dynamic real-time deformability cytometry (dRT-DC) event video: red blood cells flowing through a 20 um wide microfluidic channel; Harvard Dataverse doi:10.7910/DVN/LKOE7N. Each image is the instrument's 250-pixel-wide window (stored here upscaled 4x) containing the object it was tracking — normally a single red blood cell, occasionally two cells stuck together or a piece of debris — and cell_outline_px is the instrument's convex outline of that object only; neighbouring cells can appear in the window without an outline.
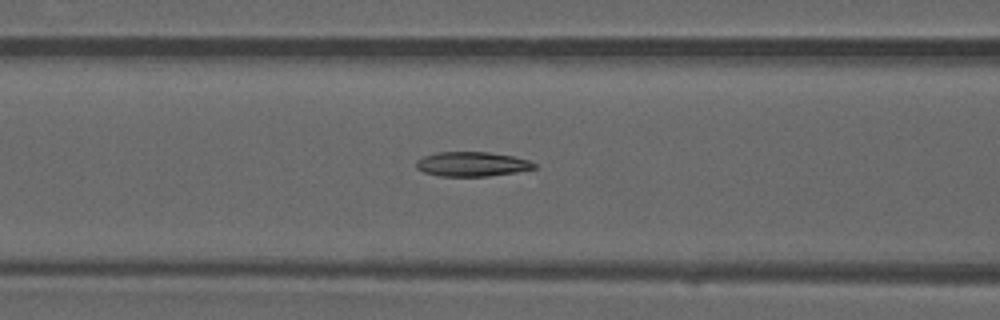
{"species": "common noctule bat (a hibernating species)", "species_latin": "Nyctalus noctula", "temperature_condition": "warm", "stored_images_in_passage": 38, "camera_frame_rate_fps": 3000, "um_per_image_px": 0.085, "animal": {"sex": "male", "forearm_length_mm": 52.5}, "frame": {"image": 1, "passage_image": 17, "time_ms": 5.333, "image_size_px": [1000, 320], "cell_outline_px": [[536, 168], [516, 172], [488, 176], [436, 176], [424, 172], [416, 168], [416, 160], [424, 156], [436, 152], [488, 152], [512, 156], [528, 160], [536, 164]], "centroid_in_image_um": [40.09, 13.95], "position_along_channel_um": 126.5, "area_um2": 16.88}}
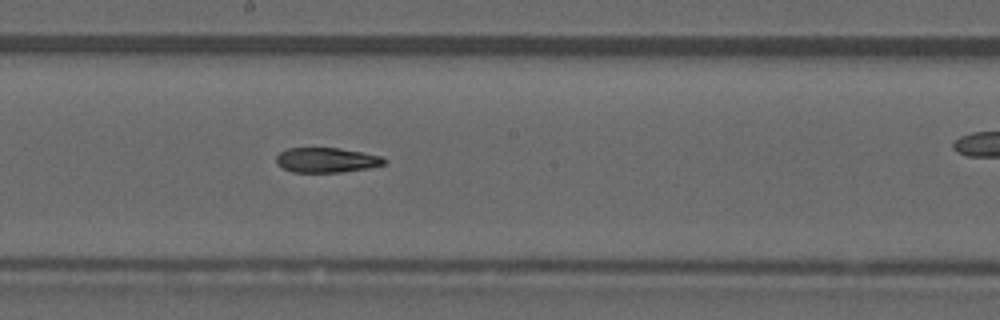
{"frame": {"image": 2, "passage_image": 24, "time_ms": 7.667, "image_size_px": [1000, 320], "cell_outline_px": [[388, 160], [384, 164], [368, 168], [340, 172], [292, 172], [276, 164], [276, 156], [280, 152], [288, 148], [340, 148], [364, 152], [380, 156]], "centroid_in_image_um": [27.75, 13.6], "position_along_channel_um": 220.4, "area_um2": 15.66}}
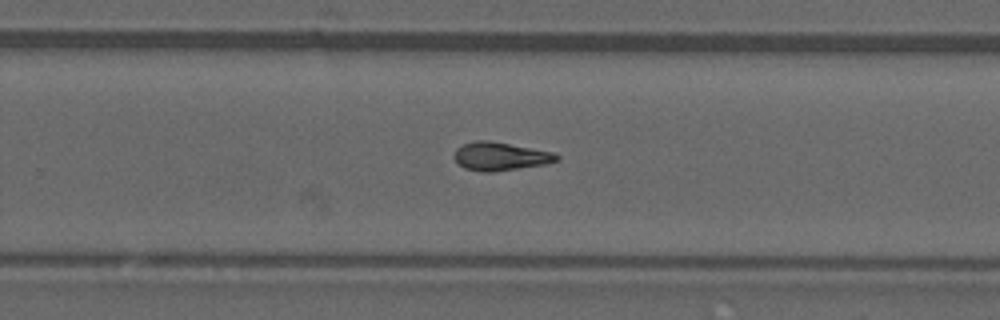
{"frame": {"image": 3, "passage_image": 29, "time_ms": 9.333, "image_size_px": [1000, 320], "cell_outline_px": [[560, 160], [544, 164], [492, 172], [480, 172], [464, 168], [452, 156], [456, 148], [464, 144], [476, 140], [488, 140], [532, 148], [552, 152], [560, 156]], "centroid_in_image_um": [42.5, 13.29], "position_along_channel_um": 287.3, "area_um2": 16.82}}